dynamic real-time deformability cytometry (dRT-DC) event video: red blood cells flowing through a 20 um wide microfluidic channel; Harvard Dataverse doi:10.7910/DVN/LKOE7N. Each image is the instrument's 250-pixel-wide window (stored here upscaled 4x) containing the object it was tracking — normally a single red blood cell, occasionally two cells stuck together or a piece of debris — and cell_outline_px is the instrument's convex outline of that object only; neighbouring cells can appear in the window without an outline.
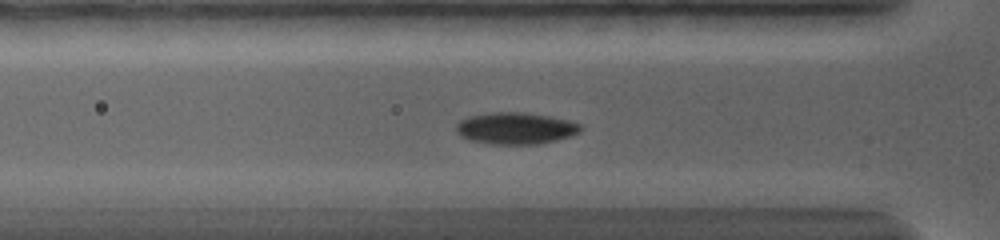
{"species": "common noctule bat (a hibernating species)", "species_latin": "Nyctalus noctula", "temperature_condition": "warm", "stored_images_in_passage": 31, "camera_frame_rate_fps": 5000, "um_per_image_px": 0.085, "animal": {"sex": "female", "body_mass_g": 19.0, "forearm_length_mm": 56.7}, "frame": {"image": 1, "passage_image": 13, "time_ms": 3.8, "image_size_px": [1000, 240], "cell_outline_px": [[584, 128], [580, 132], [572, 136], [556, 140], [536, 144], [492, 144], [472, 140], [460, 136], [456, 132], [456, 124], [460, 120], [468, 116], [488, 112], [524, 112], [552, 116], [572, 120], [584, 124]], "centroid_in_image_um": [43.89, 10.88], "position_along_channel_um": 81.9, "area_um2": 23.47}}
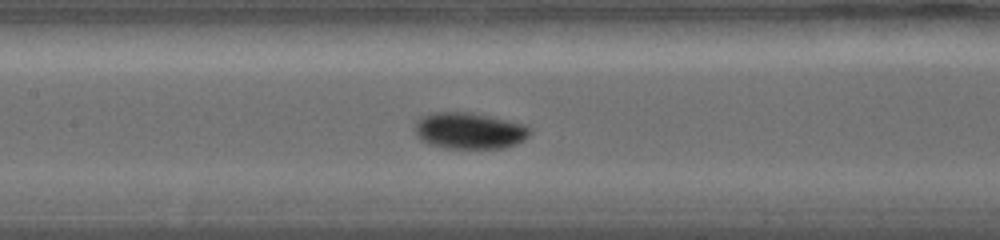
{"frame": {"image": 2, "passage_image": 19, "time_ms": 6.2, "image_size_px": [1000, 240], "cell_outline_px": [[532, 132], [524, 140], [516, 144], [504, 148], [444, 148], [428, 144], [420, 140], [416, 136], [416, 120], [420, 116], [432, 112], [476, 112], [528, 124], [532, 128]], "centroid_in_image_um": [39.94, 11.09], "position_along_channel_um": 167.5, "area_um2": 25.09}}
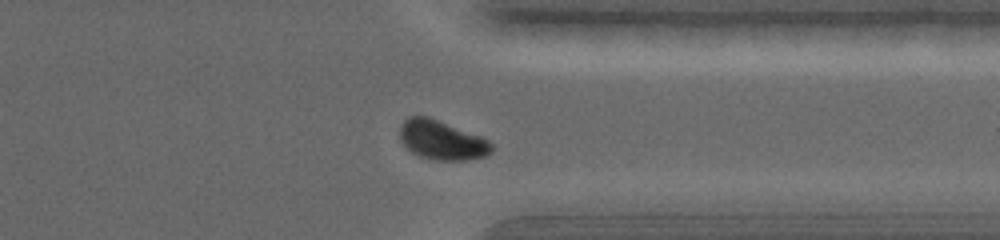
{"frame": {"image": 3, "passage_image": 29, "time_ms": 12.0, "image_size_px": [1000, 240], "cell_outline_px": [[492, 152], [488, 156], [468, 160], [436, 160], [420, 156], [412, 152], [400, 140], [400, 124], [408, 116], [428, 116], [484, 136], [492, 144]], "centroid_in_image_um": [37.59, 11.9], "position_along_channel_um": 373.8, "area_um2": 21.33}, "authors_computed_cell_mechanics": {"area_um2": 23.0044, "velocity_mm_per_s": 3.5696, "shape_relaxation_time_tau1_ms": 3.3078, "shape_relaxation_time_tau2_ms": null, "deformation_change_tau1": 0.1299, "deformation_change_tau2": null}}